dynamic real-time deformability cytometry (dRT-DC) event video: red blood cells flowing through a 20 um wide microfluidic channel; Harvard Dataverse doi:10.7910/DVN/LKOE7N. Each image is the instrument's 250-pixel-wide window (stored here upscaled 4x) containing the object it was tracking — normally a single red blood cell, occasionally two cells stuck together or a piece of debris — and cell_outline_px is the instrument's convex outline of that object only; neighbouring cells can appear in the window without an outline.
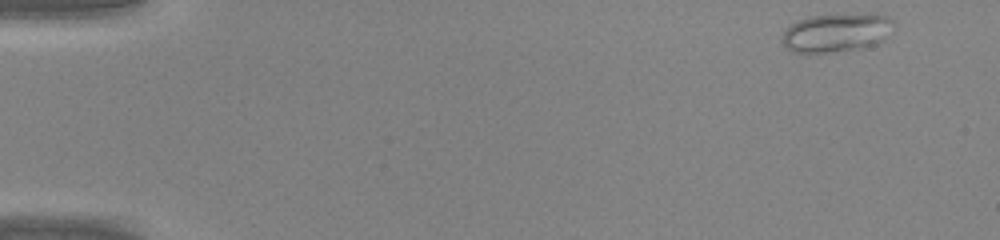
{"species": "common noctule bat (a hibernating species)", "species_latin": "Nyctalus noctula", "temperature_condition": "warm", "stored_images_in_passage": 13, "camera_frame_rate_fps": 3000, "um_per_image_px": 0.085, "animal": {"sex": "male", "body_mass_g": 20.0, "forearm_length_mm": 53.3}, "frame": {"image": 1, "passage_image": 1, "time_ms": 0.0, "image_size_px": [1000, 240], "cell_outline_px": [[896, 24], [892, 32], [884, 40], [876, 44], [864, 48], [832, 52], [792, 52], [784, 44], [784, 32], [792, 24], [808, 16], [888, 16], [896, 20]], "centroid_in_image_um": [71.17, 2.81], "position_along_channel_um": 13.8, "area_um2": 24.45}}
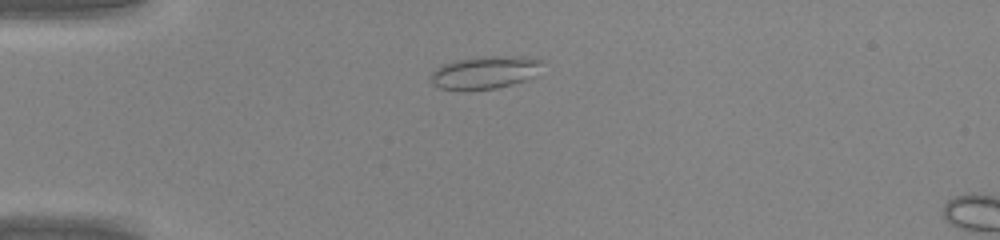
{"frame": {"image": 2, "passage_image": 10, "time_ms": 3.0, "image_size_px": [1000, 240], "cell_outline_px": [[544, 60], [524, 80], [512, 84], [496, 88], [440, 88], [432, 84], [432, 72], [444, 64], [456, 60], [484, 56], [508, 56]], "centroid_in_image_um": [41.14, 6.13], "position_along_channel_um": 43.9, "area_um2": 19.94}}